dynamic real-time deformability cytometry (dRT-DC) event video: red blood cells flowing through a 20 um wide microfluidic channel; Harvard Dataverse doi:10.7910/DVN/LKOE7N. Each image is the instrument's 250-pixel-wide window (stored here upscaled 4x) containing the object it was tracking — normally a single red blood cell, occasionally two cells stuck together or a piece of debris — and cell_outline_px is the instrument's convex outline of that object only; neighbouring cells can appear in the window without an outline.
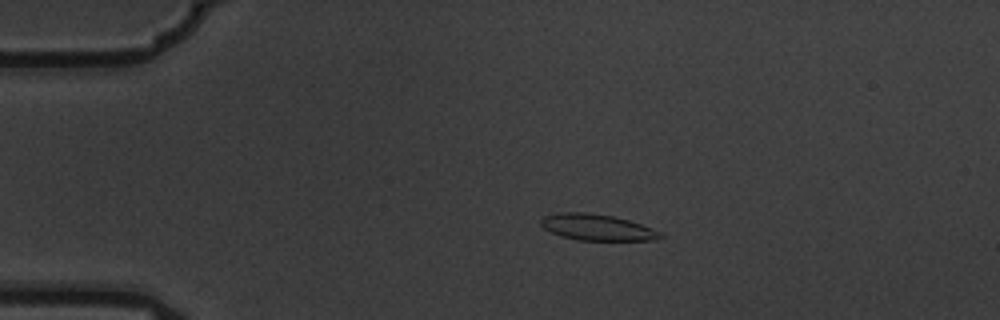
{"species": "common noctule bat (a hibernating species)", "species_latin": "Nyctalus noctula", "temperature_condition": "warm", "stored_images_in_passage": 4, "camera_frame_rate_fps": 3000, "um_per_image_px": 0.085, "animal": {"sex": "male", "body_mass_g": 19.5, "forearm_length_mm": 54.6}, "frame": {"image": 1, "passage_image": 2, "time_ms": 0.333, "image_size_px": [1000, 320], "cell_outline_px": [[664, 236], [656, 240], [576, 240], [552, 232], [544, 228], [540, 224], [540, 220], [544, 216], [556, 212], [584, 212], [616, 216], [652, 228], [660, 232]], "centroid_in_image_um": [50.75, 19.31], "position_along_channel_um": 34.3, "area_um2": 18.21}}